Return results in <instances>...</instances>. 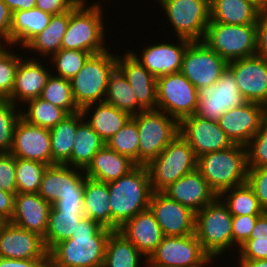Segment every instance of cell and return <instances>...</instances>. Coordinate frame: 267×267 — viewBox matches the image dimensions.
Instances as JSON below:
<instances>
[{
	"instance_id": "1",
	"label": "cell",
	"mask_w": 267,
	"mask_h": 267,
	"mask_svg": "<svg viewBox=\"0 0 267 267\" xmlns=\"http://www.w3.org/2000/svg\"><path fill=\"white\" fill-rule=\"evenodd\" d=\"M113 230L84 216L70 239L49 252V267H103L105 247Z\"/></svg>"
},
{
	"instance_id": "2",
	"label": "cell",
	"mask_w": 267,
	"mask_h": 267,
	"mask_svg": "<svg viewBox=\"0 0 267 267\" xmlns=\"http://www.w3.org/2000/svg\"><path fill=\"white\" fill-rule=\"evenodd\" d=\"M79 1L69 10L67 30L63 36L61 49L82 50L92 54L101 53L109 48L107 32L109 27L104 19V1ZM105 26V27H104ZM106 39V40H105Z\"/></svg>"
},
{
	"instance_id": "3",
	"label": "cell",
	"mask_w": 267,
	"mask_h": 267,
	"mask_svg": "<svg viewBox=\"0 0 267 267\" xmlns=\"http://www.w3.org/2000/svg\"><path fill=\"white\" fill-rule=\"evenodd\" d=\"M111 230H118L127 220L149 208L152 194L145 165H137L128 174L108 183Z\"/></svg>"
},
{
	"instance_id": "4",
	"label": "cell",
	"mask_w": 267,
	"mask_h": 267,
	"mask_svg": "<svg viewBox=\"0 0 267 267\" xmlns=\"http://www.w3.org/2000/svg\"><path fill=\"white\" fill-rule=\"evenodd\" d=\"M197 170L219 196L224 190L246 183L248 175L246 147H231L197 157Z\"/></svg>"
},
{
	"instance_id": "5",
	"label": "cell",
	"mask_w": 267,
	"mask_h": 267,
	"mask_svg": "<svg viewBox=\"0 0 267 267\" xmlns=\"http://www.w3.org/2000/svg\"><path fill=\"white\" fill-rule=\"evenodd\" d=\"M232 220L228 206L219 196L196 213L195 235L215 263L225 257L227 250V254L234 255Z\"/></svg>"
},
{
	"instance_id": "6",
	"label": "cell",
	"mask_w": 267,
	"mask_h": 267,
	"mask_svg": "<svg viewBox=\"0 0 267 267\" xmlns=\"http://www.w3.org/2000/svg\"><path fill=\"white\" fill-rule=\"evenodd\" d=\"M92 54L80 71L70 80L72 95L77 107L104 102L110 75L117 68L118 54L110 49Z\"/></svg>"
},
{
	"instance_id": "7",
	"label": "cell",
	"mask_w": 267,
	"mask_h": 267,
	"mask_svg": "<svg viewBox=\"0 0 267 267\" xmlns=\"http://www.w3.org/2000/svg\"><path fill=\"white\" fill-rule=\"evenodd\" d=\"M152 192H162L170 184L197 169V157L180 135L146 165Z\"/></svg>"
},
{
	"instance_id": "8",
	"label": "cell",
	"mask_w": 267,
	"mask_h": 267,
	"mask_svg": "<svg viewBox=\"0 0 267 267\" xmlns=\"http://www.w3.org/2000/svg\"><path fill=\"white\" fill-rule=\"evenodd\" d=\"M139 132V165L156 158L179 133V121L161 110H143L131 117Z\"/></svg>"
},
{
	"instance_id": "9",
	"label": "cell",
	"mask_w": 267,
	"mask_h": 267,
	"mask_svg": "<svg viewBox=\"0 0 267 267\" xmlns=\"http://www.w3.org/2000/svg\"><path fill=\"white\" fill-rule=\"evenodd\" d=\"M175 38L203 41L210 21V0H158ZM174 31V32H173Z\"/></svg>"
},
{
	"instance_id": "10",
	"label": "cell",
	"mask_w": 267,
	"mask_h": 267,
	"mask_svg": "<svg viewBox=\"0 0 267 267\" xmlns=\"http://www.w3.org/2000/svg\"><path fill=\"white\" fill-rule=\"evenodd\" d=\"M256 24L235 25L209 21L203 42L231 62L256 55Z\"/></svg>"
},
{
	"instance_id": "11",
	"label": "cell",
	"mask_w": 267,
	"mask_h": 267,
	"mask_svg": "<svg viewBox=\"0 0 267 267\" xmlns=\"http://www.w3.org/2000/svg\"><path fill=\"white\" fill-rule=\"evenodd\" d=\"M210 263L215 264L195 234L164 236L147 258V267H213Z\"/></svg>"
},
{
	"instance_id": "12",
	"label": "cell",
	"mask_w": 267,
	"mask_h": 267,
	"mask_svg": "<svg viewBox=\"0 0 267 267\" xmlns=\"http://www.w3.org/2000/svg\"><path fill=\"white\" fill-rule=\"evenodd\" d=\"M198 106L197 88L181 73L157 78V109L179 122L195 114Z\"/></svg>"
},
{
	"instance_id": "13",
	"label": "cell",
	"mask_w": 267,
	"mask_h": 267,
	"mask_svg": "<svg viewBox=\"0 0 267 267\" xmlns=\"http://www.w3.org/2000/svg\"><path fill=\"white\" fill-rule=\"evenodd\" d=\"M228 67V62L203 41H192L183 55L180 72L197 90L215 84Z\"/></svg>"
},
{
	"instance_id": "14",
	"label": "cell",
	"mask_w": 267,
	"mask_h": 267,
	"mask_svg": "<svg viewBox=\"0 0 267 267\" xmlns=\"http://www.w3.org/2000/svg\"><path fill=\"white\" fill-rule=\"evenodd\" d=\"M244 103L246 100L240 94L232 71L227 67L215 84L198 90L195 115L217 122L225 112Z\"/></svg>"
},
{
	"instance_id": "15",
	"label": "cell",
	"mask_w": 267,
	"mask_h": 267,
	"mask_svg": "<svg viewBox=\"0 0 267 267\" xmlns=\"http://www.w3.org/2000/svg\"><path fill=\"white\" fill-rule=\"evenodd\" d=\"M177 40V41H176ZM165 42L153 41L146 47H141V52L132 48L127 49L155 78L163 75L180 72L183 55L187 46L192 42L184 38H177L174 41ZM172 41V42H171ZM175 42V44L173 43ZM178 42V43H177Z\"/></svg>"
},
{
	"instance_id": "16",
	"label": "cell",
	"mask_w": 267,
	"mask_h": 267,
	"mask_svg": "<svg viewBox=\"0 0 267 267\" xmlns=\"http://www.w3.org/2000/svg\"><path fill=\"white\" fill-rule=\"evenodd\" d=\"M179 133L189 143L196 157L234 145L216 121L195 114L179 122Z\"/></svg>"
},
{
	"instance_id": "17",
	"label": "cell",
	"mask_w": 267,
	"mask_h": 267,
	"mask_svg": "<svg viewBox=\"0 0 267 267\" xmlns=\"http://www.w3.org/2000/svg\"><path fill=\"white\" fill-rule=\"evenodd\" d=\"M246 102L267 104V59L253 55L228 62Z\"/></svg>"
},
{
	"instance_id": "18",
	"label": "cell",
	"mask_w": 267,
	"mask_h": 267,
	"mask_svg": "<svg viewBox=\"0 0 267 267\" xmlns=\"http://www.w3.org/2000/svg\"><path fill=\"white\" fill-rule=\"evenodd\" d=\"M149 208L153 212L164 236L195 234L196 213L170 199L163 192H152Z\"/></svg>"
},
{
	"instance_id": "19",
	"label": "cell",
	"mask_w": 267,
	"mask_h": 267,
	"mask_svg": "<svg viewBox=\"0 0 267 267\" xmlns=\"http://www.w3.org/2000/svg\"><path fill=\"white\" fill-rule=\"evenodd\" d=\"M15 158L28 159L52 165L50 130L25 121L22 117L14 129L9 152Z\"/></svg>"
},
{
	"instance_id": "20",
	"label": "cell",
	"mask_w": 267,
	"mask_h": 267,
	"mask_svg": "<svg viewBox=\"0 0 267 267\" xmlns=\"http://www.w3.org/2000/svg\"><path fill=\"white\" fill-rule=\"evenodd\" d=\"M264 122V106L246 102L225 112L217 121L234 144L246 145Z\"/></svg>"
},
{
	"instance_id": "21",
	"label": "cell",
	"mask_w": 267,
	"mask_h": 267,
	"mask_svg": "<svg viewBox=\"0 0 267 267\" xmlns=\"http://www.w3.org/2000/svg\"><path fill=\"white\" fill-rule=\"evenodd\" d=\"M44 62L45 65L48 63L46 59L29 56H24L21 59L15 74L14 87L9 97V101L15 106L21 107L27 101L40 97L51 74L50 66H45Z\"/></svg>"
},
{
	"instance_id": "22",
	"label": "cell",
	"mask_w": 267,
	"mask_h": 267,
	"mask_svg": "<svg viewBox=\"0 0 267 267\" xmlns=\"http://www.w3.org/2000/svg\"><path fill=\"white\" fill-rule=\"evenodd\" d=\"M0 257L7 259L49 258L43 237L11 222L0 229Z\"/></svg>"
},
{
	"instance_id": "23",
	"label": "cell",
	"mask_w": 267,
	"mask_h": 267,
	"mask_svg": "<svg viewBox=\"0 0 267 267\" xmlns=\"http://www.w3.org/2000/svg\"><path fill=\"white\" fill-rule=\"evenodd\" d=\"M117 68L132 87L137 103L144 110L157 109V78H155L132 54L124 50L118 54Z\"/></svg>"
},
{
	"instance_id": "24",
	"label": "cell",
	"mask_w": 267,
	"mask_h": 267,
	"mask_svg": "<svg viewBox=\"0 0 267 267\" xmlns=\"http://www.w3.org/2000/svg\"><path fill=\"white\" fill-rule=\"evenodd\" d=\"M162 192L195 213L218 197L197 169L185 174Z\"/></svg>"
},
{
	"instance_id": "25",
	"label": "cell",
	"mask_w": 267,
	"mask_h": 267,
	"mask_svg": "<svg viewBox=\"0 0 267 267\" xmlns=\"http://www.w3.org/2000/svg\"><path fill=\"white\" fill-rule=\"evenodd\" d=\"M52 205L38 193H16L14 212L9 222L44 237Z\"/></svg>"
},
{
	"instance_id": "26",
	"label": "cell",
	"mask_w": 267,
	"mask_h": 267,
	"mask_svg": "<svg viewBox=\"0 0 267 267\" xmlns=\"http://www.w3.org/2000/svg\"><path fill=\"white\" fill-rule=\"evenodd\" d=\"M118 231L148 258L164 237L150 208L127 220Z\"/></svg>"
},
{
	"instance_id": "27",
	"label": "cell",
	"mask_w": 267,
	"mask_h": 267,
	"mask_svg": "<svg viewBox=\"0 0 267 267\" xmlns=\"http://www.w3.org/2000/svg\"><path fill=\"white\" fill-rule=\"evenodd\" d=\"M137 164L129 157L103 146L84 170L86 177L109 183L128 174Z\"/></svg>"
},
{
	"instance_id": "28",
	"label": "cell",
	"mask_w": 267,
	"mask_h": 267,
	"mask_svg": "<svg viewBox=\"0 0 267 267\" xmlns=\"http://www.w3.org/2000/svg\"><path fill=\"white\" fill-rule=\"evenodd\" d=\"M84 170L68 165L55 164L45 170L38 194L49 204L54 205L60 192L73 186H84Z\"/></svg>"
},
{
	"instance_id": "29",
	"label": "cell",
	"mask_w": 267,
	"mask_h": 267,
	"mask_svg": "<svg viewBox=\"0 0 267 267\" xmlns=\"http://www.w3.org/2000/svg\"><path fill=\"white\" fill-rule=\"evenodd\" d=\"M81 112L83 113L84 120L104 143L116 134L131 118L128 113L105 102L87 105Z\"/></svg>"
},
{
	"instance_id": "30",
	"label": "cell",
	"mask_w": 267,
	"mask_h": 267,
	"mask_svg": "<svg viewBox=\"0 0 267 267\" xmlns=\"http://www.w3.org/2000/svg\"><path fill=\"white\" fill-rule=\"evenodd\" d=\"M52 15L36 7L14 11L10 30V45L18 46L23 55V47L49 24Z\"/></svg>"
},
{
	"instance_id": "31",
	"label": "cell",
	"mask_w": 267,
	"mask_h": 267,
	"mask_svg": "<svg viewBox=\"0 0 267 267\" xmlns=\"http://www.w3.org/2000/svg\"><path fill=\"white\" fill-rule=\"evenodd\" d=\"M69 21V11L52 15L48 26L34 38H32L24 47L25 51L33 52L26 56L31 58H48L61 49L63 36L67 30ZM35 51V53H34ZM40 56V57H39Z\"/></svg>"
},
{
	"instance_id": "32",
	"label": "cell",
	"mask_w": 267,
	"mask_h": 267,
	"mask_svg": "<svg viewBox=\"0 0 267 267\" xmlns=\"http://www.w3.org/2000/svg\"><path fill=\"white\" fill-rule=\"evenodd\" d=\"M84 120L81 111L69 114L56 126L49 129L51 138L52 165L71 166V152L74 146L77 126Z\"/></svg>"
},
{
	"instance_id": "33",
	"label": "cell",
	"mask_w": 267,
	"mask_h": 267,
	"mask_svg": "<svg viewBox=\"0 0 267 267\" xmlns=\"http://www.w3.org/2000/svg\"><path fill=\"white\" fill-rule=\"evenodd\" d=\"M262 11L248 0H210V21L223 24H256Z\"/></svg>"
},
{
	"instance_id": "34",
	"label": "cell",
	"mask_w": 267,
	"mask_h": 267,
	"mask_svg": "<svg viewBox=\"0 0 267 267\" xmlns=\"http://www.w3.org/2000/svg\"><path fill=\"white\" fill-rule=\"evenodd\" d=\"M118 230L107 240L103 267H147V258Z\"/></svg>"
},
{
	"instance_id": "35",
	"label": "cell",
	"mask_w": 267,
	"mask_h": 267,
	"mask_svg": "<svg viewBox=\"0 0 267 267\" xmlns=\"http://www.w3.org/2000/svg\"><path fill=\"white\" fill-rule=\"evenodd\" d=\"M108 183L86 177L83 195L84 216L111 229Z\"/></svg>"
},
{
	"instance_id": "36",
	"label": "cell",
	"mask_w": 267,
	"mask_h": 267,
	"mask_svg": "<svg viewBox=\"0 0 267 267\" xmlns=\"http://www.w3.org/2000/svg\"><path fill=\"white\" fill-rule=\"evenodd\" d=\"M105 143L91 126L83 120L78 126L71 152V167L85 170L94 155Z\"/></svg>"
},
{
	"instance_id": "37",
	"label": "cell",
	"mask_w": 267,
	"mask_h": 267,
	"mask_svg": "<svg viewBox=\"0 0 267 267\" xmlns=\"http://www.w3.org/2000/svg\"><path fill=\"white\" fill-rule=\"evenodd\" d=\"M83 217V212L58 211L52 205L47 231L43 237L47 251L49 252L57 243L70 239Z\"/></svg>"
},
{
	"instance_id": "38",
	"label": "cell",
	"mask_w": 267,
	"mask_h": 267,
	"mask_svg": "<svg viewBox=\"0 0 267 267\" xmlns=\"http://www.w3.org/2000/svg\"><path fill=\"white\" fill-rule=\"evenodd\" d=\"M104 102L128 113L131 117L144 110L137 103L132 87L118 68L109 77Z\"/></svg>"
},
{
	"instance_id": "39",
	"label": "cell",
	"mask_w": 267,
	"mask_h": 267,
	"mask_svg": "<svg viewBox=\"0 0 267 267\" xmlns=\"http://www.w3.org/2000/svg\"><path fill=\"white\" fill-rule=\"evenodd\" d=\"M68 115L64 109L51 104L41 97L31 99L21 106V117L25 121L48 129L56 126Z\"/></svg>"
},
{
	"instance_id": "40",
	"label": "cell",
	"mask_w": 267,
	"mask_h": 267,
	"mask_svg": "<svg viewBox=\"0 0 267 267\" xmlns=\"http://www.w3.org/2000/svg\"><path fill=\"white\" fill-rule=\"evenodd\" d=\"M219 197L228 206L232 216L261 215L264 212L247 183L226 189Z\"/></svg>"
},
{
	"instance_id": "41",
	"label": "cell",
	"mask_w": 267,
	"mask_h": 267,
	"mask_svg": "<svg viewBox=\"0 0 267 267\" xmlns=\"http://www.w3.org/2000/svg\"><path fill=\"white\" fill-rule=\"evenodd\" d=\"M40 97L64 109L68 114L81 111L74 101L71 82L68 79L50 74Z\"/></svg>"
},
{
	"instance_id": "42",
	"label": "cell",
	"mask_w": 267,
	"mask_h": 267,
	"mask_svg": "<svg viewBox=\"0 0 267 267\" xmlns=\"http://www.w3.org/2000/svg\"><path fill=\"white\" fill-rule=\"evenodd\" d=\"M237 260L267 259V211L257 219L250 238L237 250Z\"/></svg>"
},
{
	"instance_id": "43",
	"label": "cell",
	"mask_w": 267,
	"mask_h": 267,
	"mask_svg": "<svg viewBox=\"0 0 267 267\" xmlns=\"http://www.w3.org/2000/svg\"><path fill=\"white\" fill-rule=\"evenodd\" d=\"M90 55L89 52L82 50L60 49L48 58V62L51 63L50 68H52L51 74L71 80Z\"/></svg>"
},
{
	"instance_id": "44",
	"label": "cell",
	"mask_w": 267,
	"mask_h": 267,
	"mask_svg": "<svg viewBox=\"0 0 267 267\" xmlns=\"http://www.w3.org/2000/svg\"><path fill=\"white\" fill-rule=\"evenodd\" d=\"M139 132L136 122L130 118L128 122L114 134L105 145L115 152L129 157L139 165Z\"/></svg>"
},
{
	"instance_id": "45",
	"label": "cell",
	"mask_w": 267,
	"mask_h": 267,
	"mask_svg": "<svg viewBox=\"0 0 267 267\" xmlns=\"http://www.w3.org/2000/svg\"><path fill=\"white\" fill-rule=\"evenodd\" d=\"M49 165L16 158V187L18 193H38L43 174Z\"/></svg>"
},
{
	"instance_id": "46",
	"label": "cell",
	"mask_w": 267,
	"mask_h": 267,
	"mask_svg": "<svg viewBox=\"0 0 267 267\" xmlns=\"http://www.w3.org/2000/svg\"><path fill=\"white\" fill-rule=\"evenodd\" d=\"M18 47L6 45L0 51V99H9L15 83V74L21 59L26 56L19 54ZM10 49V50H9ZM17 53H16V52Z\"/></svg>"
},
{
	"instance_id": "47",
	"label": "cell",
	"mask_w": 267,
	"mask_h": 267,
	"mask_svg": "<svg viewBox=\"0 0 267 267\" xmlns=\"http://www.w3.org/2000/svg\"><path fill=\"white\" fill-rule=\"evenodd\" d=\"M20 109L9 99H0V153H9L12 148L14 129L21 118Z\"/></svg>"
},
{
	"instance_id": "48",
	"label": "cell",
	"mask_w": 267,
	"mask_h": 267,
	"mask_svg": "<svg viewBox=\"0 0 267 267\" xmlns=\"http://www.w3.org/2000/svg\"><path fill=\"white\" fill-rule=\"evenodd\" d=\"M245 147L248 168L267 166V124L265 122Z\"/></svg>"
},
{
	"instance_id": "49",
	"label": "cell",
	"mask_w": 267,
	"mask_h": 267,
	"mask_svg": "<svg viewBox=\"0 0 267 267\" xmlns=\"http://www.w3.org/2000/svg\"><path fill=\"white\" fill-rule=\"evenodd\" d=\"M259 216L260 215L233 216L232 235L233 252L235 256H237L236 250H238V248L250 238L251 232L253 231V228Z\"/></svg>"
},
{
	"instance_id": "50",
	"label": "cell",
	"mask_w": 267,
	"mask_h": 267,
	"mask_svg": "<svg viewBox=\"0 0 267 267\" xmlns=\"http://www.w3.org/2000/svg\"><path fill=\"white\" fill-rule=\"evenodd\" d=\"M246 183L255 193L261 208L267 211V166L248 168Z\"/></svg>"
},
{
	"instance_id": "51",
	"label": "cell",
	"mask_w": 267,
	"mask_h": 267,
	"mask_svg": "<svg viewBox=\"0 0 267 267\" xmlns=\"http://www.w3.org/2000/svg\"><path fill=\"white\" fill-rule=\"evenodd\" d=\"M84 186H73L60 192L53 205L58 211L83 212Z\"/></svg>"
},
{
	"instance_id": "52",
	"label": "cell",
	"mask_w": 267,
	"mask_h": 267,
	"mask_svg": "<svg viewBox=\"0 0 267 267\" xmlns=\"http://www.w3.org/2000/svg\"><path fill=\"white\" fill-rule=\"evenodd\" d=\"M16 158L10 153H0V189L17 193Z\"/></svg>"
},
{
	"instance_id": "53",
	"label": "cell",
	"mask_w": 267,
	"mask_h": 267,
	"mask_svg": "<svg viewBox=\"0 0 267 267\" xmlns=\"http://www.w3.org/2000/svg\"><path fill=\"white\" fill-rule=\"evenodd\" d=\"M80 0H36L35 7L50 13L61 14L71 10Z\"/></svg>"
},
{
	"instance_id": "54",
	"label": "cell",
	"mask_w": 267,
	"mask_h": 267,
	"mask_svg": "<svg viewBox=\"0 0 267 267\" xmlns=\"http://www.w3.org/2000/svg\"><path fill=\"white\" fill-rule=\"evenodd\" d=\"M256 27V55L267 59V12L260 14Z\"/></svg>"
},
{
	"instance_id": "55",
	"label": "cell",
	"mask_w": 267,
	"mask_h": 267,
	"mask_svg": "<svg viewBox=\"0 0 267 267\" xmlns=\"http://www.w3.org/2000/svg\"><path fill=\"white\" fill-rule=\"evenodd\" d=\"M13 12L0 0V42L10 45V30Z\"/></svg>"
},
{
	"instance_id": "56",
	"label": "cell",
	"mask_w": 267,
	"mask_h": 267,
	"mask_svg": "<svg viewBox=\"0 0 267 267\" xmlns=\"http://www.w3.org/2000/svg\"><path fill=\"white\" fill-rule=\"evenodd\" d=\"M0 267H49V258L7 259L0 257Z\"/></svg>"
},
{
	"instance_id": "57",
	"label": "cell",
	"mask_w": 267,
	"mask_h": 267,
	"mask_svg": "<svg viewBox=\"0 0 267 267\" xmlns=\"http://www.w3.org/2000/svg\"><path fill=\"white\" fill-rule=\"evenodd\" d=\"M15 193L0 189V217L6 222L10 221L14 212Z\"/></svg>"
},
{
	"instance_id": "58",
	"label": "cell",
	"mask_w": 267,
	"mask_h": 267,
	"mask_svg": "<svg viewBox=\"0 0 267 267\" xmlns=\"http://www.w3.org/2000/svg\"><path fill=\"white\" fill-rule=\"evenodd\" d=\"M3 2L14 12L34 8L36 0H3Z\"/></svg>"
},
{
	"instance_id": "59",
	"label": "cell",
	"mask_w": 267,
	"mask_h": 267,
	"mask_svg": "<svg viewBox=\"0 0 267 267\" xmlns=\"http://www.w3.org/2000/svg\"><path fill=\"white\" fill-rule=\"evenodd\" d=\"M238 262L235 267H267V259H256V260H234Z\"/></svg>"
},
{
	"instance_id": "60",
	"label": "cell",
	"mask_w": 267,
	"mask_h": 267,
	"mask_svg": "<svg viewBox=\"0 0 267 267\" xmlns=\"http://www.w3.org/2000/svg\"><path fill=\"white\" fill-rule=\"evenodd\" d=\"M258 7L262 12H267V0H248Z\"/></svg>"
},
{
	"instance_id": "61",
	"label": "cell",
	"mask_w": 267,
	"mask_h": 267,
	"mask_svg": "<svg viewBox=\"0 0 267 267\" xmlns=\"http://www.w3.org/2000/svg\"><path fill=\"white\" fill-rule=\"evenodd\" d=\"M264 122L267 124V104L264 106Z\"/></svg>"
},
{
	"instance_id": "62",
	"label": "cell",
	"mask_w": 267,
	"mask_h": 267,
	"mask_svg": "<svg viewBox=\"0 0 267 267\" xmlns=\"http://www.w3.org/2000/svg\"><path fill=\"white\" fill-rule=\"evenodd\" d=\"M5 222H6V221L3 220V219L0 217V229L2 228V226L4 225Z\"/></svg>"
},
{
	"instance_id": "63",
	"label": "cell",
	"mask_w": 267,
	"mask_h": 267,
	"mask_svg": "<svg viewBox=\"0 0 267 267\" xmlns=\"http://www.w3.org/2000/svg\"><path fill=\"white\" fill-rule=\"evenodd\" d=\"M6 46L5 43L0 42V51Z\"/></svg>"
}]
</instances>
